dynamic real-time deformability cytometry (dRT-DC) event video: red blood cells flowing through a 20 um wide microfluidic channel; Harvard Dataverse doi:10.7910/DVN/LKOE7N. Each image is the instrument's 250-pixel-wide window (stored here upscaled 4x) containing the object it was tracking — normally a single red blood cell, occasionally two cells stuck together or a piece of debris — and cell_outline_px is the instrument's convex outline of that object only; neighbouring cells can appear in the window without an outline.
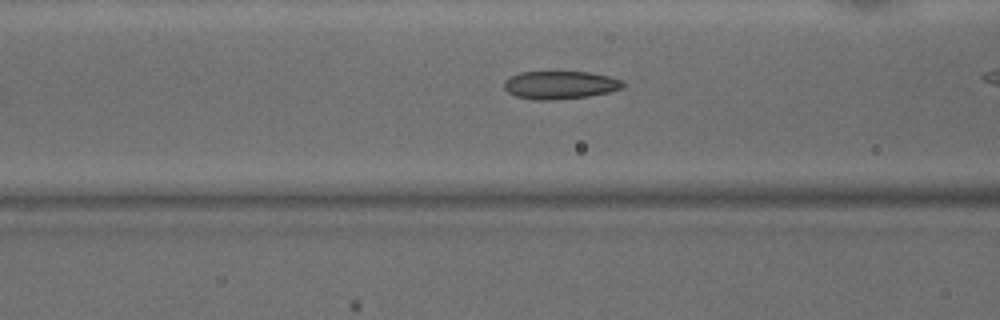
{"species": "common noctule bat (a hibernating species)", "species_latin": "Nyctalus noctula", "temperature_condition": "warm", "stored_images_in_passage": 28, "camera_frame_rate_fps": 3000, "um_per_image_px": 0.085, "animal": {"sex": "male", "body_mass_g": 15.6}, "frame": {"image": 1, "passage_image": 9, "time_ms": 2.667, "image_size_px": [1000, 320], "cell_outline_px": [[628, 84], [624, 88], [612, 92], [588, 96], [552, 100], [532, 100], [516, 96], [508, 92], [504, 88], [504, 80], [520, 72], [588, 72], [612, 76], [624, 80]], "centroid_in_image_um": [47.69, 7.22], "position_along_channel_um": 118.9, "area_um2": 19.77}}
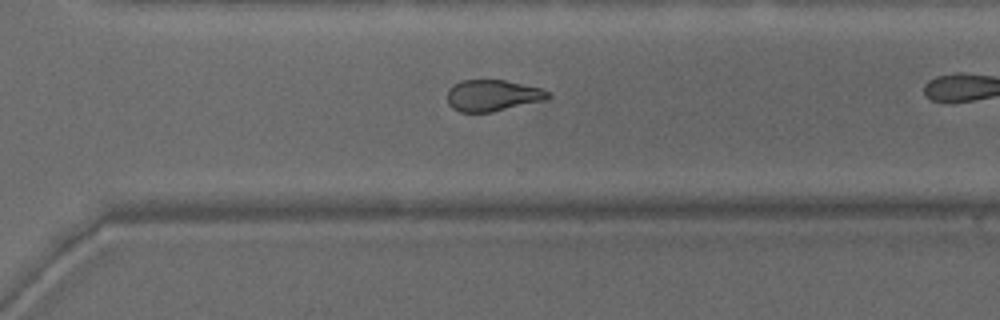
{"frame": {"image": 2, "passage_image": 24, "time_ms": 7.667, "image_size_px": [1000, 320], "cell_outline_px": [[552, 96], [544, 100], [492, 112], [460, 112], [452, 108], [448, 104], [448, 88], [452, 84], [460, 80], [504, 80], [540, 88], [552, 92]], "centroid_in_image_um": [41.85, 8.11], "position_along_channel_um": 328.7, "area_um2": 18.5}}